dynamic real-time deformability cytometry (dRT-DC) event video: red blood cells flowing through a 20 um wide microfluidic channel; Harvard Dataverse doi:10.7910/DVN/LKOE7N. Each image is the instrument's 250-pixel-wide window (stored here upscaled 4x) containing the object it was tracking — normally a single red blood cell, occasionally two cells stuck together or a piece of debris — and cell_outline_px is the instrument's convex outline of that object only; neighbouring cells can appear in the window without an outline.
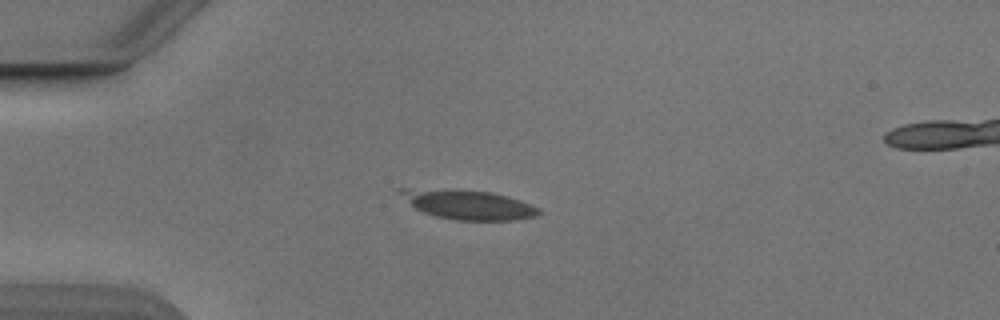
{"species": "Egyptian fruit bat (a non-hibernating species)", "species_latin": "Rousettus aegyptiacus", "temperature_condition": "cold", "stored_images_in_passage": 5, "camera_frame_rate_fps": 3000, "um_per_image_px": 0.085, "animal": {"sex": "male"}, "frame": {"image": 1, "passage_image": 1, "time_ms": 0.0, "image_size_px": [1000, 320], "cell_outline_px": [[544, 212], [536, 216], [516, 220], [456, 220], [436, 216], [424, 212], [416, 208], [396, 192], [396, 188], [404, 188], [488, 192], [504, 196], [540, 208]], "centroid_in_image_um": [39.78, 17.41], "position_along_channel_um": 45.2, "area_um2": 23.12}}